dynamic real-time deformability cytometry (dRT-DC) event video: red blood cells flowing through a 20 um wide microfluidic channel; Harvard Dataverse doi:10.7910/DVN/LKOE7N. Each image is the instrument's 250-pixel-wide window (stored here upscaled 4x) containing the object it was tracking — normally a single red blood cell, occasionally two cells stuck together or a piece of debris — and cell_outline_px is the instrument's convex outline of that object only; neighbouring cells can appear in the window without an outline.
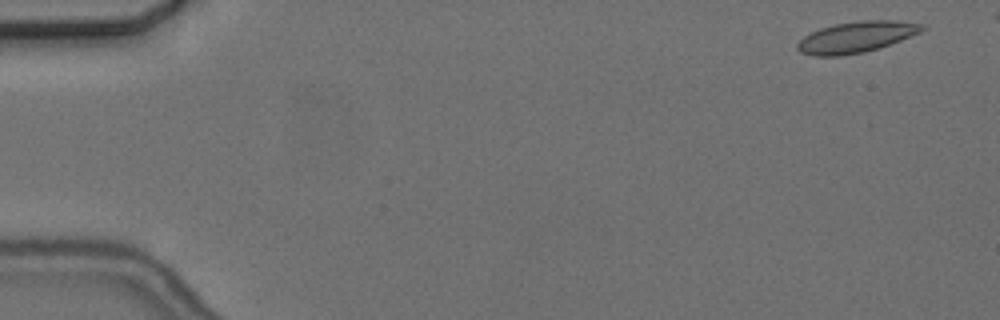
{"species": "common noctule bat (a hibernating species)", "species_latin": "Nyctalus noctula", "temperature_condition": "cold", "stored_images_in_passage": 6, "camera_frame_rate_fps": 3000, "um_per_image_px": 0.085, "animal": {"sex": "female", "body_mass_g": 24.6, "forearm_length_mm": 56.2}, "frame": {"image": 1, "passage_image": 1, "time_ms": 0.0, "image_size_px": [1000, 320], "cell_outline_px": [[928, 28], [920, 32], [900, 40], [864, 52], [840, 56], [812, 56], [800, 52], [796, 48], [796, 44], [804, 36], [820, 28], [836, 24], [860, 20], [896, 20], [924, 24]], "centroid_in_image_um": [72.77, 3.14], "position_along_channel_um": 12.2, "area_um2": 22.48}}